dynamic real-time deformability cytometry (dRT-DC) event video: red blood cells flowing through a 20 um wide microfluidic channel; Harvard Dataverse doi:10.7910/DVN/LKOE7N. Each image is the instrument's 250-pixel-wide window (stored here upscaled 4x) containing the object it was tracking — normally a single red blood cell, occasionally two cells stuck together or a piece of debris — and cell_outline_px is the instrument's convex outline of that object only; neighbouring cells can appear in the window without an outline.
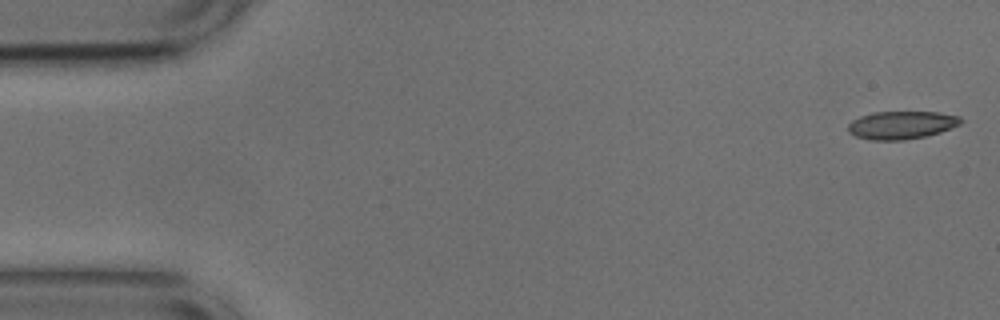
{"species": "common noctule bat (a hibernating species)", "species_latin": "Nyctalus noctula", "temperature_condition": "cold", "stored_images_in_passage": 52, "camera_frame_rate_fps": 3000, "um_per_image_px": 0.085, "animal": {"sex": "male", "body_mass_g": 17.9, "forearm_length_mm": 54.2}, "frame": {"image": 1, "passage_image": 1, "time_ms": 0.0, "image_size_px": [1000, 320], "cell_outline_px": [[964, 120], [960, 124], [940, 132], [924, 136], [904, 140], [872, 140], [856, 136], [848, 132], [848, 124], [852, 120], [860, 116], [872, 112], [940, 112], [960, 116]], "centroid_in_image_um": [76.63, 10.62], "position_along_channel_um": 8.4, "area_um2": 18.38}}
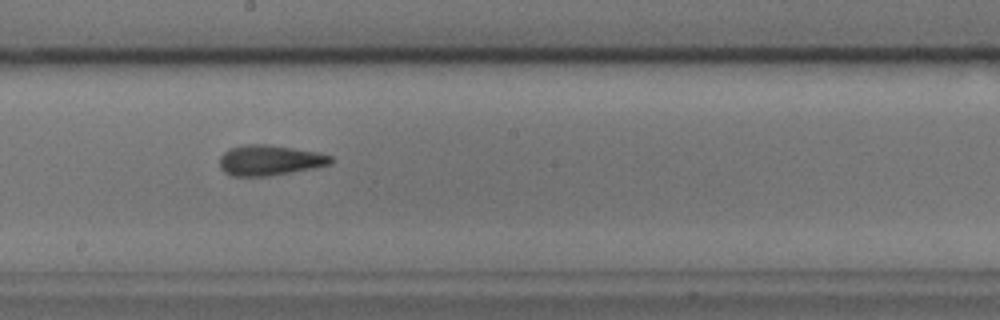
{"frame": {"image": 2, "passage_image": 28, "time_ms": 9.0, "image_size_px": [1000, 320], "cell_outline_px": [[332, 164], [312, 168], [268, 176], [232, 176], [224, 172], [220, 168], [220, 156], [228, 148], [244, 144], [268, 144], [320, 152], [332, 156]], "centroid_in_image_um": [22.91, 13.61], "position_along_channel_um": 225.3, "area_um2": 19.83}}
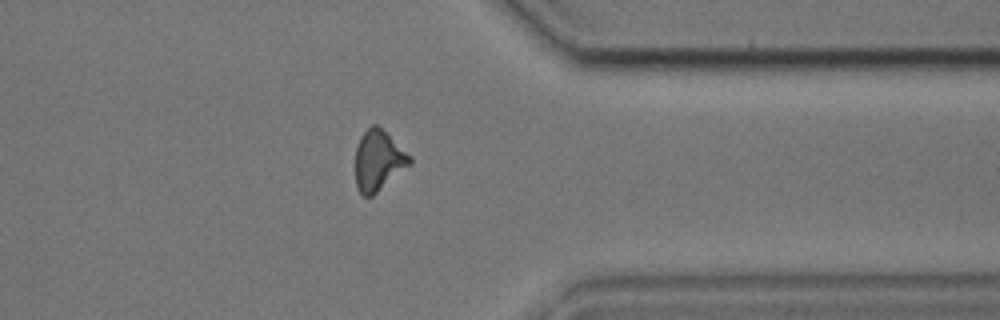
{"frame": {"image": 3, "passage_image": 41, "time_ms": 13.333, "image_size_px": [1000, 320], "cell_outline_px": [[412, 164], [372, 196], [364, 196], [356, 188], [356, 148], [360, 136], [372, 124], [376, 124], [412, 156]], "centroid_in_image_um": [32.17, 13.65], "position_along_channel_um": 379.2, "area_um2": 19.07}, "authors_computed_cell_mechanics": {"area_um2": 18.9584, "velocity_mm_per_s": 3.7689, "shape_relaxation_time_tau1_ms": 6.6942, "shape_relaxation_time_tau2_ms": 3.2079, "deformation_change_tau1": 0.1354, "deformation_change_tau2": 0.125}}